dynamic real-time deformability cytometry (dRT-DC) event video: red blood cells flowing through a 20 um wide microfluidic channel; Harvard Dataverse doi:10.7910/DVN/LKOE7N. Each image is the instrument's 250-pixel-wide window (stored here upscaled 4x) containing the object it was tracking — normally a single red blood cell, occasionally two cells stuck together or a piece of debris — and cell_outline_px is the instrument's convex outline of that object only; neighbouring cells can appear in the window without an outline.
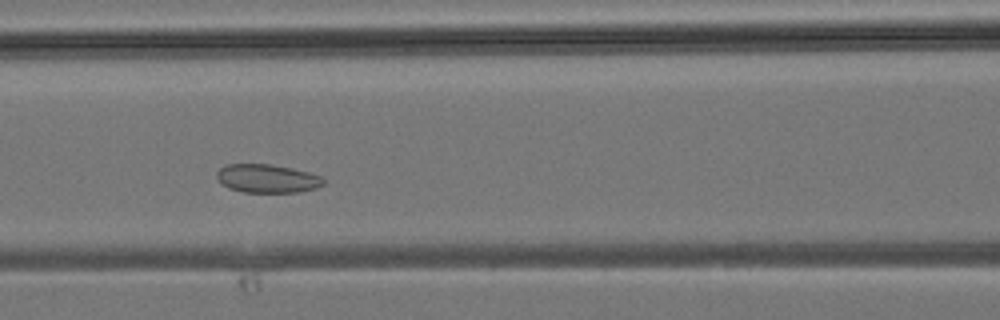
{"species": "common noctule bat (a hibernating species)", "species_latin": "Nyctalus noctula", "temperature_condition": "room temperature", "stored_images_in_passage": 30, "camera_frame_rate_fps": 3000, "um_per_image_px": 0.085, "animal": {"sex": "male", "body_mass_g": 19.2, "forearm_length_mm": 51.8}, "frame": {"image": 1, "passage_image": 11, "time_ms": 3.333, "image_size_px": [1000, 320], "cell_outline_px": [[324, 184], [316, 188], [300, 192], [244, 192], [228, 188], [220, 184], [216, 176], [216, 172], [220, 168], [228, 164], [272, 164], [292, 168], [308, 172], [320, 176], [324, 180]], "centroid_in_image_um": [22.69, 15.17], "position_along_channel_um": 143.9, "area_um2": 17.8}}
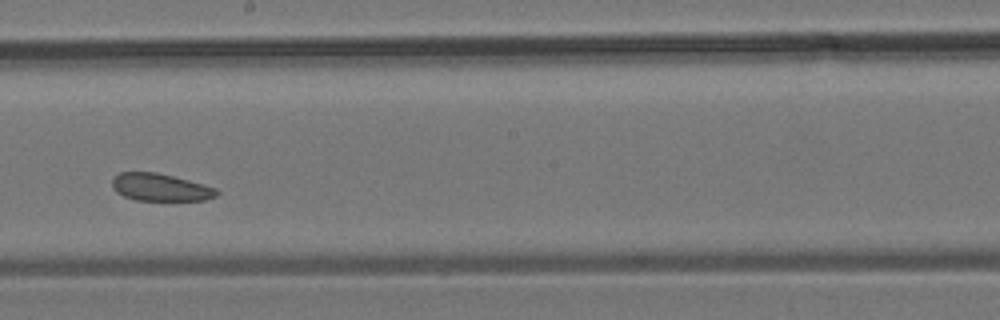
{"frame": {"image": 2, "passage_image": 16, "time_ms": 5.0, "image_size_px": [1000, 320], "cell_outline_px": [[220, 192], [216, 196], [204, 200], [136, 200], [124, 196], [116, 192], [112, 188], [112, 180], [120, 172], [156, 172], [188, 180], [216, 188]], "centroid_in_image_um": [13.62, 15.92], "position_along_channel_um": 234.6, "area_um2": 16.59}}
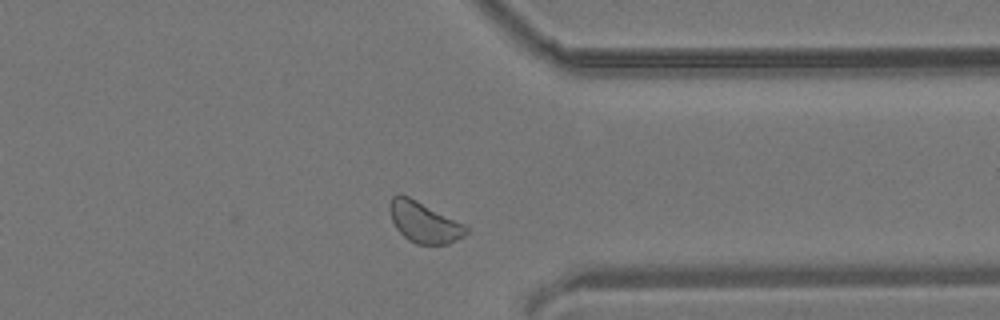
{"frame": {"image": 3, "passage_image": 24, "time_ms": 7.667, "image_size_px": [1000, 320], "cell_outline_px": [[468, 232], [464, 236], [448, 244], [416, 244], [408, 240], [396, 228], [392, 220], [388, 208], [388, 204], [392, 196], [396, 192], [400, 192], [464, 224], [468, 228]], "centroid_in_image_um": [36.0, 18.87], "position_along_channel_um": 375.4, "area_um2": 18.21}}